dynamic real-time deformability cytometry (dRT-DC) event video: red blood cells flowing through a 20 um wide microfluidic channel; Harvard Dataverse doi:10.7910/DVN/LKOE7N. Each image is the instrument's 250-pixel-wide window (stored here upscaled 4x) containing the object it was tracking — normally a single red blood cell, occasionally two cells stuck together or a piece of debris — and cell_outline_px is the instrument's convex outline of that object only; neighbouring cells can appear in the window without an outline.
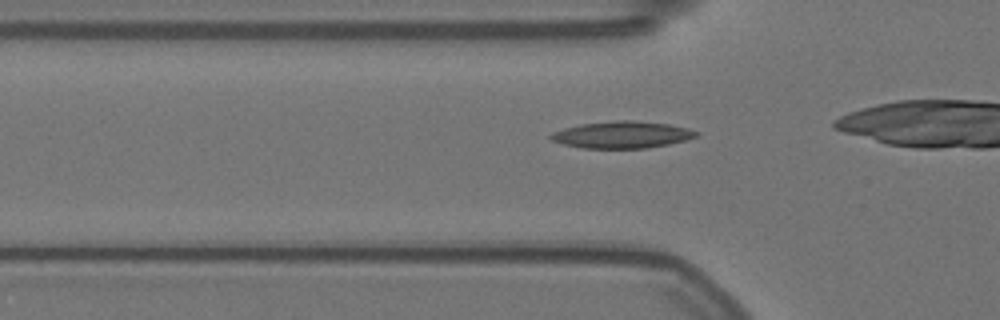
{"species": "Egyptian fruit bat (a non-hibernating species)", "species_latin": "Rousettus aegyptiacus", "temperature_condition": "warm", "stored_images_in_passage": 23, "camera_frame_rate_fps": 3000, "um_per_image_px": 0.085, "animal": {"sex": "female"}, "frame": {"image": 1, "passage_image": 13, "time_ms": 4.0, "image_size_px": [1000, 320], "cell_outline_px": [[700, 132], [696, 136], [684, 140], [668, 144], [648, 148], [584, 148], [564, 144], [552, 140], [548, 136], [552, 132], [564, 128], [580, 124], [616, 120], [632, 120], [668, 124], [688, 128]], "centroid_in_image_um": [52.86, 11.45], "position_along_channel_um": 72.9, "area_um2": 22.66}}
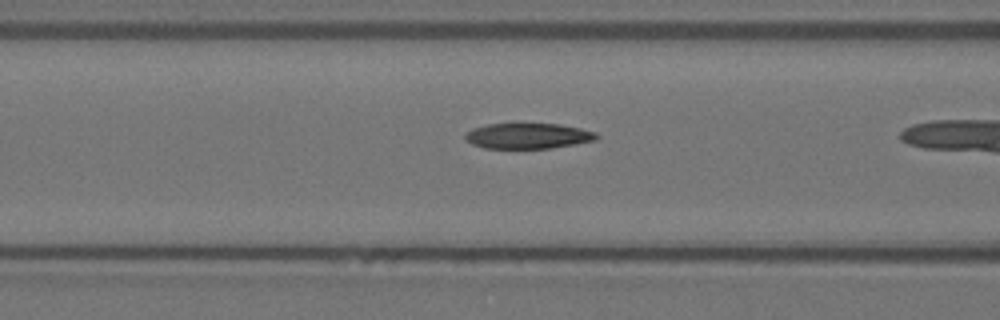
{"frame": {"image": 2, "passage_image": 17, "time_ms": 5.333, "image_size_px": [1000, 320], "cell_outline_px": [[600, 136], [596, 140], [552, 148], [484, 148], [472, 144], [464, 136], [472, 128], [488, 124], [560, 124], [580, 128], [596, 132]], "centroid_in_image_um": [44.91, 11.55], "position_along_channel_um": 121.7, "area_um2": 19.42}}
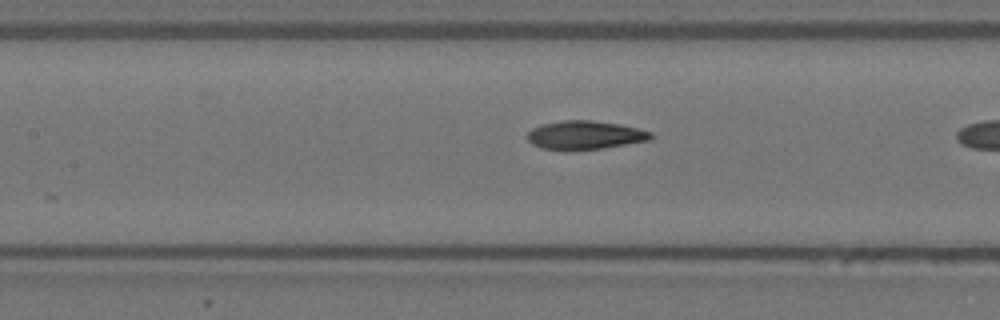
{"frame": {"image": 3, "passage_image": 20, "time_ms": 6.333, "image_size_px": [1000, 320], "cell_outline_px": [[656, 136], [648, 140], [604, 148], [540, 148], [532, 144], [528, 140], [528, 132], [532, 128], [540, 124], [564, 120], [592, 120], [620, 124], [652, 132]], "centroid_in_image_um": [49.74, 11.45], "position_along_channel_um": 157.7, "area_um2": 20.11}}